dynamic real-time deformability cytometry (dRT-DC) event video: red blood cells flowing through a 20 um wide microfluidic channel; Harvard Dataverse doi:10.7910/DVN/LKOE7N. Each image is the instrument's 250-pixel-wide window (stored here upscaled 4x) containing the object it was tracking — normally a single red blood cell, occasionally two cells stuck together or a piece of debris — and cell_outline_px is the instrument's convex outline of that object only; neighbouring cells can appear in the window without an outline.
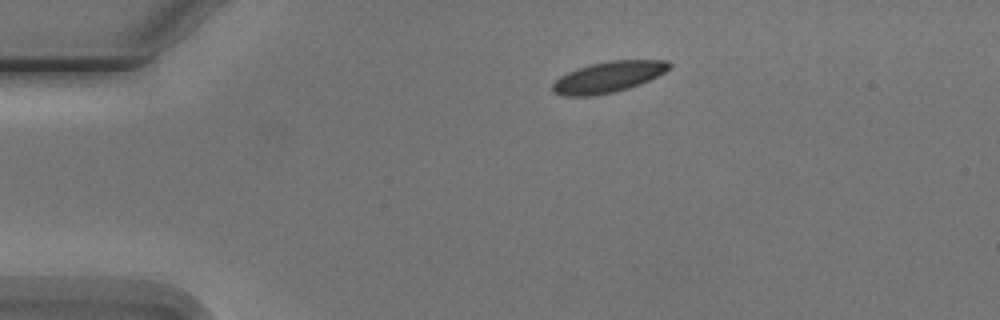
{"species": "Egyptian fruit bat (a non-hibernating species)", "species_latin": "Rousettus aegyptiacus", "temperature_condition": "cold", "stored_images_in_passage": 2, "camera_frame_rate_fps": 3000, "um_per_image_px": 0.085, "animal": {"sex": "male"}, "frame": {"image": 1, "passage_image": 1, "time_ms": 0.0, "image_size_px": [1000, 320], "cell_outline_px": [[672, 68], [640, 84], [616, 92], [596, 96], [564, 96], [552, 92], [552, 84], [560, 76], [576, 68], [608, 60], [668, 60], [672, 64]], "centroid_in_image_um": [51.7, 6.55], "position_along_channel_um": 33.3, "area_um2": 21.21}}